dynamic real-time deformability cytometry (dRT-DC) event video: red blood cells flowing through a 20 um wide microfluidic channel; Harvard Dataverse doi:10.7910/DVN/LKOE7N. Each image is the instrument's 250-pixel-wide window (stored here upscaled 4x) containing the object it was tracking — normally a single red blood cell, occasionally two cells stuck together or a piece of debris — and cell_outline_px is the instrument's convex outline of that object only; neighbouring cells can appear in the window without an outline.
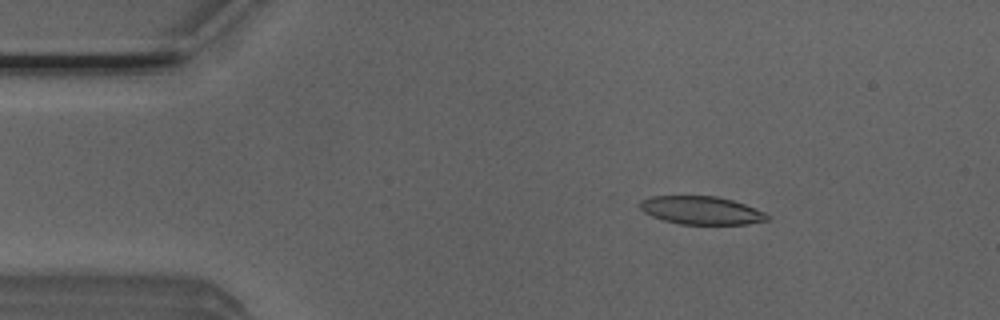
{"species": "Egyptian fruit bat (a non-hibernating species)", "species_latin": "Rousettus aegyptiacus", "temperature_condition": "room temperature", "stored_images_in_passage": 4, "camera_frame_rate_fps": 3000, "um_per_image_px": 0.085, "animal": {"sex": "male"}, "frame": {"image": 1, "passage_image": 3, "time_ms": 0.667, "image_size_px": [1000, 320], "cell_outline_px": [[768, 220], [748, 224], [680, 224], [664, 220], [652, 216], [644, 212], [636, 204], [640, 200], [652, 196], [716, 196], [732, 200], [744, 204], [764, 212], [768, 216]], "centroid_in_image_um": [59.56, 17.87], "position_along_channel_um": 25.4, "area_um2": 20.81}}